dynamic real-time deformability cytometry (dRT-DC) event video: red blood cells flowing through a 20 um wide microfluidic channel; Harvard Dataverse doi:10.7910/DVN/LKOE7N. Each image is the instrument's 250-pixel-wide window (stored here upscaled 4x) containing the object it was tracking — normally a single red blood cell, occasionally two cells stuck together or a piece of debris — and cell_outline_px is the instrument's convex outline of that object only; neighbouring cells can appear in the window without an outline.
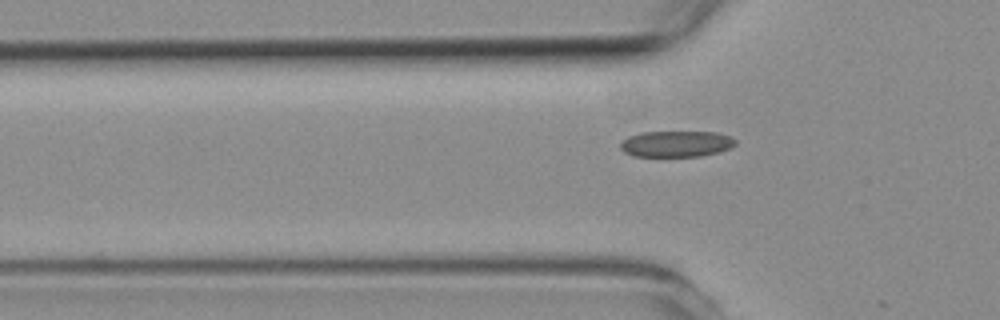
{"species": "common noctule bat (a hibernating species)", "species_latin": "Nyctalus noctula", "temperature_condition": "room temperature", "stored_images_in_passage": 6, "camera_frame_rate_fps": 3000, "um_per_image_px": 0.085, "animal": {"sex": "female", "body_mass_g": 19.3, "forearm_length_mm": 54.1}, "frame": {"image": 1, "passage_image": 6, "time_ms": 6.667, "image_size_px": [1000, 320], "cell_outline_px": [[736, 144], [720, 152], [700, 156], [632, 156], [624, 152], [620, 148], [620, 144], [628, 136], [640, 132], [716, 132], [728, 136], [736, 140]], "centroid_in_image_um": [57.46, 12.23], "position_along_channel_um": 68.3, "area_um2": 17.46}}